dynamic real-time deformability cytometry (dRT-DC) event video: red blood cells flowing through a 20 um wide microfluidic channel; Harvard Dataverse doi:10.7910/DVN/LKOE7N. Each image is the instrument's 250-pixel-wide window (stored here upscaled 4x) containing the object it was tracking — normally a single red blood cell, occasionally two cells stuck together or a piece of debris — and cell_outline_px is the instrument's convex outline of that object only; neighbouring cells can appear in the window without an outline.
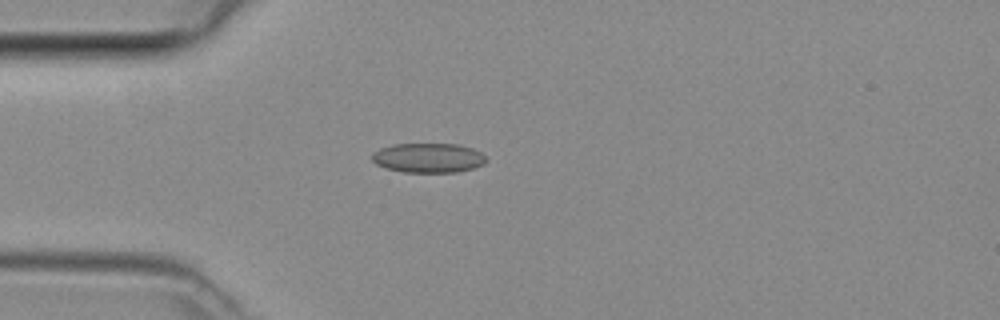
{"species": "common noctule bat (a hibernating species)", "species_latin": "Nyctalus noctula", "temperature_condition": "room temperature", "stored_images_in_passage": 3, "camera_frame_rate_fps": 3000, "um_per_image_px": 0.085, "animal": {"sex": "female", "body_mass_g": 29.2, "forearm_length_mm": 56.3}, "frame": {"image": 1, "passage_image": 3, "time_ms": 0.667, "image_size_px": [1000, 320], "cell_outline_px": [[488, 160], [484, 164], [472, 168], [456, 172], [404, 172], [388, 168], [376, 164], [372, 160], [372, 156], [380, 148], [392, 144], [460, 144], [472, 148], [480, 152]], "centroid_in_image_um": [36.43, 13.41], "position_along_channel_um": 48.6, "area_um2": 19.54}}